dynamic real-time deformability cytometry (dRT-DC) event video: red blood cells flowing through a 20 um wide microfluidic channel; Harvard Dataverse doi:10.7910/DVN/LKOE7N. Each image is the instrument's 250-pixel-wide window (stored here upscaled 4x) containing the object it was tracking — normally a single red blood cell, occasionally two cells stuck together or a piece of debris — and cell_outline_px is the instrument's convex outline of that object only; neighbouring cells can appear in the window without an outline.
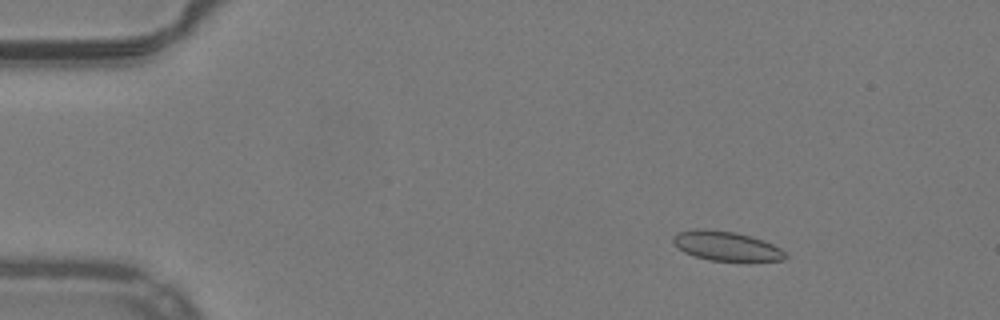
{"species": "common noctule bat (a hibernating species)", "species_latin": "Nyctalus noctula", "temperature_condition": "warm", "stored_images_in_passage": 53, "camera_frame_rate_fps": 3000, "um_per_image_px": 0.085, "animal": {"sex": "male", "body_mass_g": 19.2, "forearm_length_mm": 51.8}, "frame": {"image": 1, "passage_image": 8, "time_ms": 2.333, "image_size_px": [1000, 320], "cell_outline_px": [[788, 256], [784, 260], [708, 260], [684, 252], [672, 240], [680, 232], [696, 228], [736, 232], [772, 244], [780, 248]], "centroid_in_image_um": [61.74, 20.91], "position_along_channel_um": 23.3, "area_um2": 18.55}}
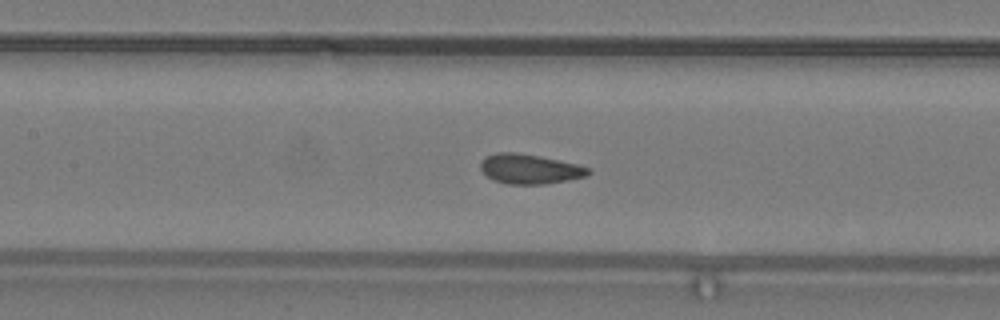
{"frame": {"image": 2, "passage_image": 25, "time_ms": 8.0, "image_size_px": [1000, 320], "cell_outline_px": [[592, 172], [584, 176], [568, 180], [544, 184], [504, 184], [492, 180], [480, 168], [480, 164], [484, 156], [496, 152], [516, 152], [540, 156], [576, 164], [588, 168]], "centroid_in_image_um": [44.97, 14.36], "position_along_channel_um": 162.4, "area_um2": 18.67}}
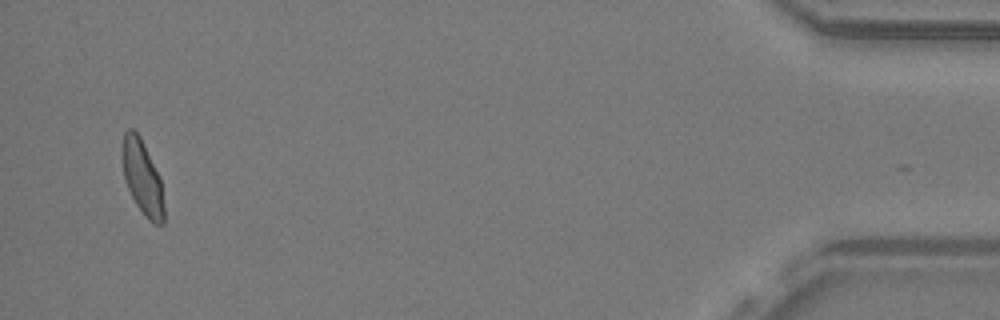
{"frame": {"image": 3, "passage_image": 51, "time_ms": 16.667, "image_size_px": [1000, 320], "cell_outline_px": [[164, 224], [156, 224], [148, 220], [144, 216], [136, 204], [128, 188], [124, 176], [124, 132], [128, 128], [132, 128], [140, 136], [144, 144], [160, 180], [164, 204]], "centroid_in_image_um": [12.13, 15.15], "position_along_channel_um": 423.1, "area_um2": 17.4}, "authors_computed_cell_mechanics": {"area_um2": 18.6694, "velocity_mm_per_s": 3.9701, "shape_relaxation_time_tau1_ms": 7.3122, "shape_relaxation_time_tau2_ms": 0.7624, "deformation_change_tau1": 0.1336, "deformation_change_tau2": 0.0384}}